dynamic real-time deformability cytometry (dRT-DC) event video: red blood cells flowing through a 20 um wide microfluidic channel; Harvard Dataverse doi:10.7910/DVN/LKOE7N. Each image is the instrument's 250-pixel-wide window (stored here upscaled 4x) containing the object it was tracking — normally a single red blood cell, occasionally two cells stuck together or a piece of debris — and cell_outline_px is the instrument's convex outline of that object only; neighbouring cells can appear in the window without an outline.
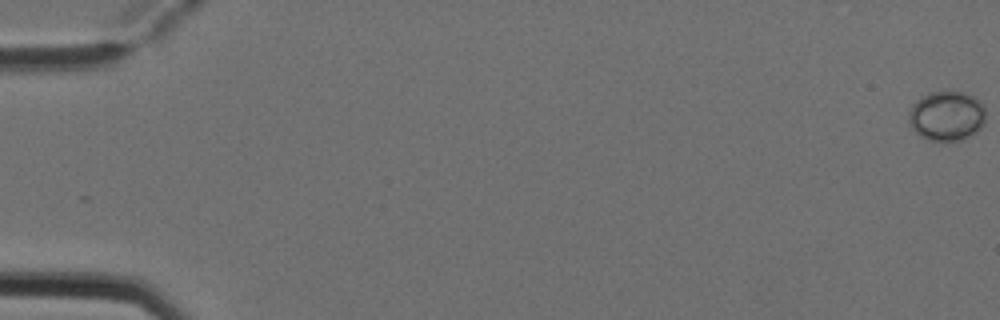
{"species": "Egyptian fruit bat (a non-hibernating species)", "species_latin": "Rousettus aegyptiacus", "temperature_condition": "cold", "stored_images_in_passage": 5, "camera_frame_rate_fps": 3000, "um_per_image_px": 0.085, "animal": {"sex": "female"}, "frame": {"image": 1, "passage_image": 1, "time_ms": 0.0, "image_size_px": [1000, 320], "cell_outline_px": [[984, 124], [972, 136], [960, 140], [928, 140], [920, 136], [912, 128], [908, 120], [908, 116], [912, 104], [916, 100], [928, 92], [960, 92], [976, 96], [984, 104]], "centroid_in_image_um": [80.47, 9.84], "position_along_channel_um": 4.5, "area_um2": 22.43}}
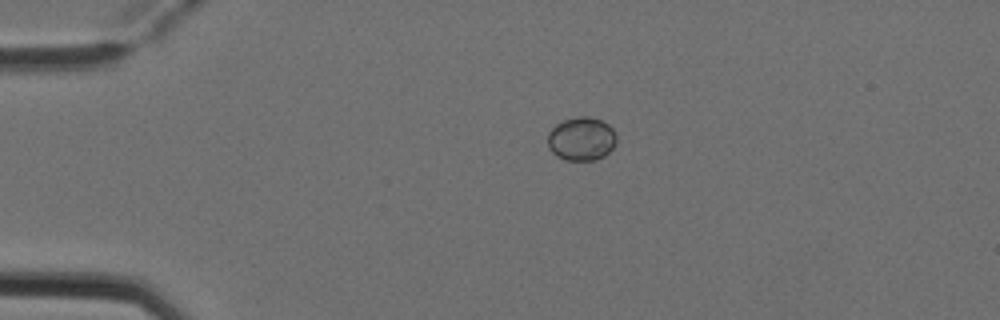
{"frame": {"image": 2, "passage_image": 4, "time_ms": 1.0, "image_size_px": [1000, 320], "cell_outline_px": [[616, 144], [604, 156], [596, 160], [564, 160], [556, 156], [548, 148], [548, 132], [556, 124], [564, 120], [576, 116], [588, 116], [600, 120], [608, 124], [616, 132]], "centroid_in_image_um": [49.42, 11.8], "position_along_channel_um": 35.6, "area_um2": 17.63}}